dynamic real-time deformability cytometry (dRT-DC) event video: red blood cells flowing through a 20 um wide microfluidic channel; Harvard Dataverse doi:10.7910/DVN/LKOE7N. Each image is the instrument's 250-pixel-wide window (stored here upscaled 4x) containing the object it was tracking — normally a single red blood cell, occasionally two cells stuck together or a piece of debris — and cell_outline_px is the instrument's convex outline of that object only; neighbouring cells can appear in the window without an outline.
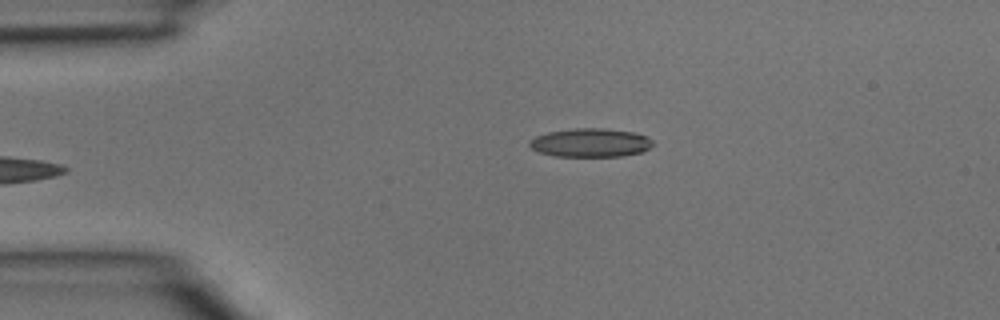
{"species": "common noctule bat (a hibernating species)", "species_latin": "Nyctalus noctula", "temperature_condition": "room temperature", "stored_images_in_passage": 5, "camera_frame_rate_fps": 3000, "um_per_image_px": 0.085, "animal": {"sex": "male", "body_mass_g": 15.6}, "frame": {"image": 1, "passage_image": 5, "time_ms": 1.333, "image_size_px": [1000, 320], "cell_outline_px": [[656, 144], [640, 152], [624, 156], [556, 156], [540, 152], [532, 148], [528, 144], [528, 140], [536, 136], [548, 132], [572, 128], [604, 128], [636, 132], [652, 140]], "centroid_in_image_um": [50.19, 12.12], "position_along_channel_um": 34.8, "area_um2": 20.63}}